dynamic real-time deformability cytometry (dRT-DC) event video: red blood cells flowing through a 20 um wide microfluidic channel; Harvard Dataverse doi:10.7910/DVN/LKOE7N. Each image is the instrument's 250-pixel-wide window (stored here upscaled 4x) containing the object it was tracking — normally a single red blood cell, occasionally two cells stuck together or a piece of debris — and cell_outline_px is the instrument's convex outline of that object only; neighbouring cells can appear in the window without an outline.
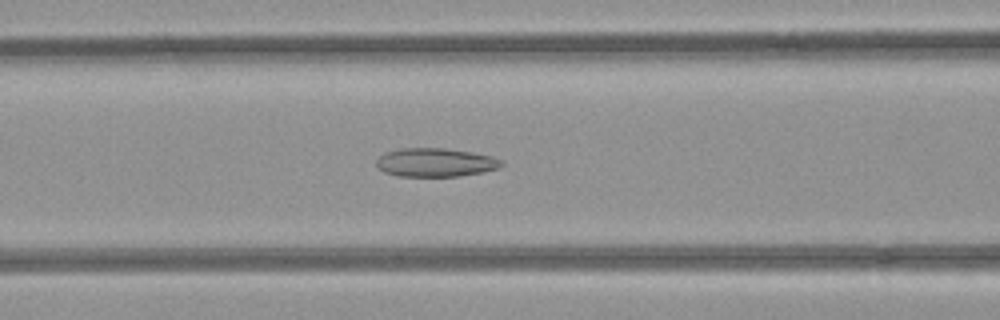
{"species": "common noctule bat (a hibernating species)", "species_latin": "Nyctalus noctula", "temperature_condition": "room temperature", "stored_images_in_passage": 51, "camera_frame_rate_fps": 3000, "um_per_image_px": 0.085, "animal": {"sex": "female", "body_mass_g": 21.9}, "frame": {"image": 1, "passage_image": 21, "time_ms": 6.667, "image_size_px": [1000, 320], "cell_outline_px": [[504, 164], [500, 168], [484, 172], [460, 176], [400, 176], [384, 172], [376, 164], [376, 160], [384, 152], [400, 148], [444, 148], [472, 152], [492, 156], [500, 160]], "centroid_in_image_um": [37.03, 13.8], "position_along_channel_um": 129.6, "area_um2": 20.92}}
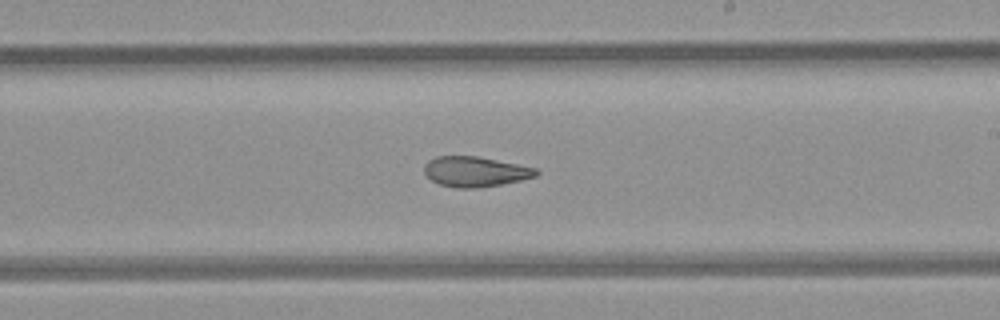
{"frame": {"image": 2, "passage_image": 30, "time_ms": 9.667, "image_size_px": [1000, 320], "cell_outline_px": [[540, 172], [536, 176], [520, 180], [500, 184], [476, 188], [456, 188], [440, 184], [432, 180], [424, 172], [424, 164], [428, 160], [436, 156], [476, 156], [536, 168]], "centroid_in_image_um": [40.37, 14.58], "position_along_channel_um": 248.6, "area_um2": 19.48}}
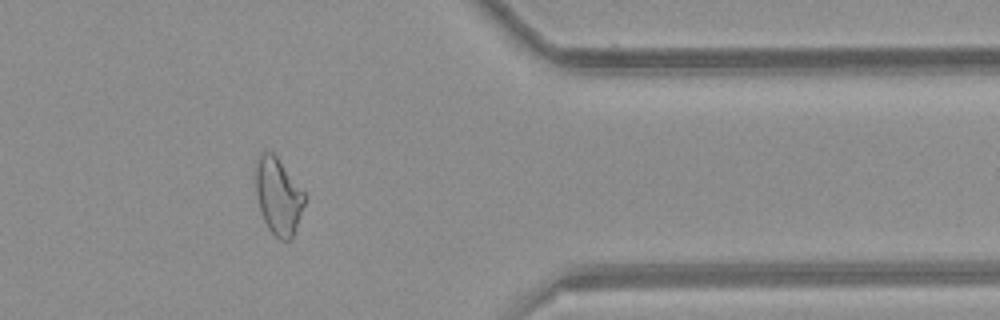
{"frame": {"image": 3, "passage_image": 42, "time_ms": 13.667, "image_size_px": [1000, 320], "cell_outline_px": [[308, 196], [296, 228], [292, 236], [288, 240], [280, 240], [268, 228], [264, 220], [256, 196], [256, 160], [260, 152], [272, 152], [276, 156]], "centroid_in_image_um": [23.67, 16.66], "position_along_channel_um": 387.7, "area_um2": 21.79}, "authors_computed_cell_mechanics": {"area_um2": 22.253, "velocity_mm_per_s": 3.9631, "shape_relaxation_time_tau1_ms": null, "shape_relaxation_time_tau2_ms": 3.0638, "deformation_change_tau1": null, "deformation_change_tau2": 0.1064}}